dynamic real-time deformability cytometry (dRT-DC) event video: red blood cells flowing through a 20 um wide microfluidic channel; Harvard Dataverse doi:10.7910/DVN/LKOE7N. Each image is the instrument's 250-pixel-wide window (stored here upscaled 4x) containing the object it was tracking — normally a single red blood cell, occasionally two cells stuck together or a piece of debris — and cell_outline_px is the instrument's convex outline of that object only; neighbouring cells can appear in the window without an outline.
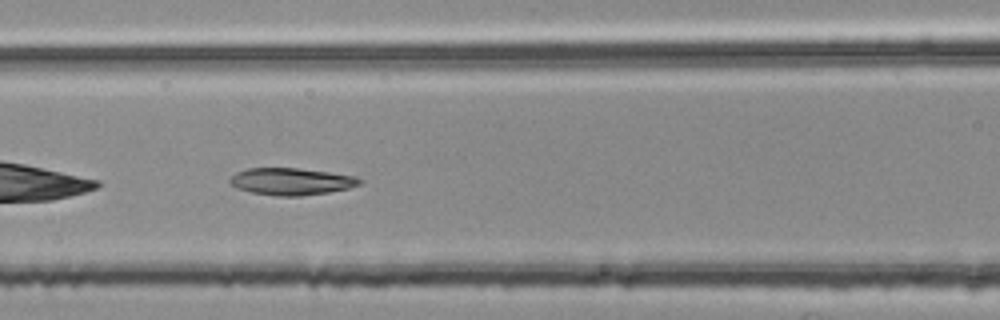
{"species": "common noctule bat (a hibernating species)", "species_latin": "Nyctalus noctula", "temperature_condition": "room temperature", "stored_images_in_passage": 36, "camera_frame_rate_fps": 3000, "um_per_image_px": 0.085, "animal": {"sex": "female", "body_mass_g": 25.1}, "frame": {"image": 1, "passage_image": 7, "time_ms": 2.0, "image_size_px": [1000, 320], "cell_outline_px": [[364, 180], [360, 184], [348, 188], [328, 192], [300, 196], [276, 196], [252, 192], [236, 188], [228, 180], [236, 172], [248, 168], [296, 168], [328, 172], [356, 176]], "centroid_in_image_um": [24.76, 15.42], "position_along_channel_um": 141.8, "area_um2": 20.35}}
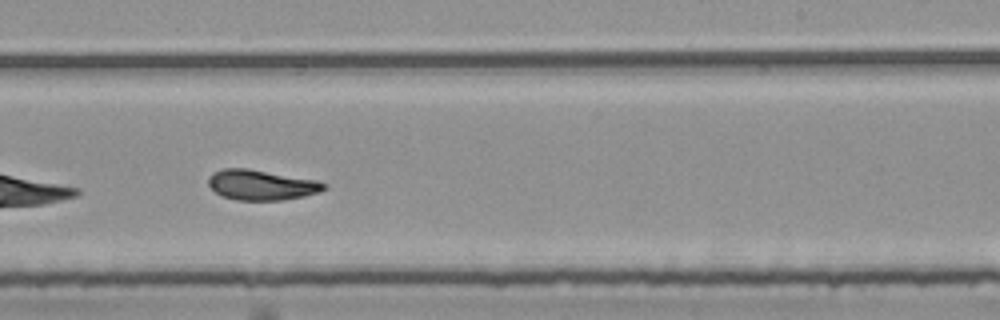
{"frame": {"image": 2, "passage_image": 17, "time_ms": 5.333, "image_size_px": [1000, 320], "cell_outline_px": [[328, 188], [320, 192], [304, 196], [284, 200], [236, 200], [224, 196], [216, 192], [208, 184], [208, 180], [212, 172], [224, 168], [248, 168], [320, 180], [328, 184]], "centroid_in_image_um": [22.29, 15.71], "position_along_channel_um": 266.7, "area_um2": 20.63}}
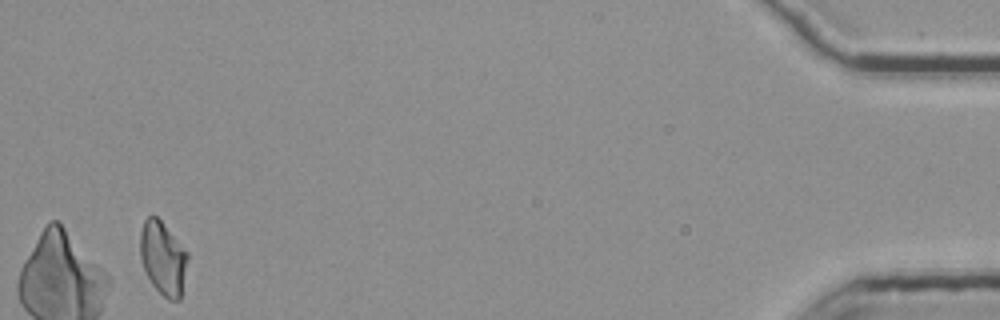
{"frame": {"image": 3, "passage_image": 36, "time_ms": 11.667, "image_size_px": [1000, 320], "cell_outline_px": [[188, 256], [180, 300], [168, 300], [152, 284], [144, 268], [140, 256], [140, 232], [144, 220], [148, 216], [156, 216], [160, 220], [188, 252]], "centroid_in_image_um": [13.85, 21.94], "position_along_channel_um": 421.4, "area_um2": 20.0}, "authors_computed_cell_mechanics": {"area_um2": 20.3167, "velocity_mm_per_s": 3.7702, "shape_relaxation_time_tau1_ms": 9.3352, "shape_relaxation_time_tau2_ms": 4.1638, "deformation_change_tau1": 0.2419, "deformation_change_tau2": 0.1108}}